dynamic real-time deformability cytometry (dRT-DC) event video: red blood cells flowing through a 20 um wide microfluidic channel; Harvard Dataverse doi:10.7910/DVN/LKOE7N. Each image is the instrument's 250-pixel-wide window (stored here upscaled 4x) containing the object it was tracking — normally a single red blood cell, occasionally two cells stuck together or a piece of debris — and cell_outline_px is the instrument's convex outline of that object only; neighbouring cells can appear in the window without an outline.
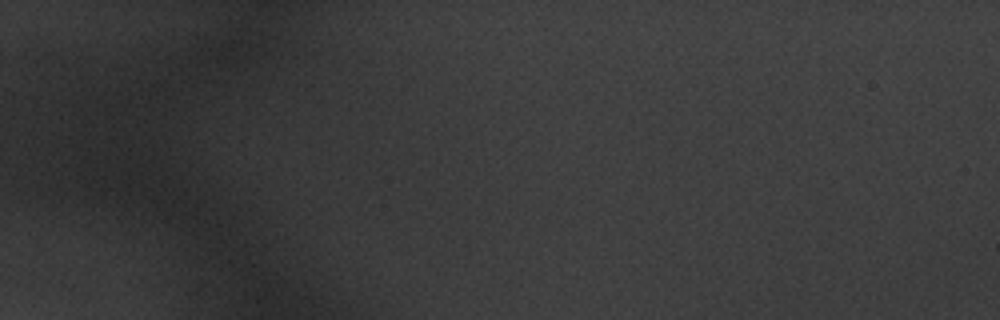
{"species": "common noctule bat (a hibernating species)", "species_latin": "Nyctalus noctula", "temperature_condition": "warm", "stored_images_in_passage": 3, "segment_of_instrument_passage": [1, 2], "camera_frame_rate_fps": 3000, "um_per_image_px": 0.085, "animal": {"sex": "male", "body_mass_g": 20.1, "forearm_length_mm": 53.5}, "frame": {"image": 1, "passage_image": 1, "time_ms": 0.0, "image_size_px": [1000, 320], "cell_outline_px": [[180, 172], [176, 176], [164, 180], [140, 180], [120, 176], [112, 160], [112, 140], [124, 108], [140, 104], [148, 112], [172, 140], [180, 156]], "centroid_in_image_um": [12.2, 12.55], "position_along_channel_um": 72.8, "area_um2": 27.46}}